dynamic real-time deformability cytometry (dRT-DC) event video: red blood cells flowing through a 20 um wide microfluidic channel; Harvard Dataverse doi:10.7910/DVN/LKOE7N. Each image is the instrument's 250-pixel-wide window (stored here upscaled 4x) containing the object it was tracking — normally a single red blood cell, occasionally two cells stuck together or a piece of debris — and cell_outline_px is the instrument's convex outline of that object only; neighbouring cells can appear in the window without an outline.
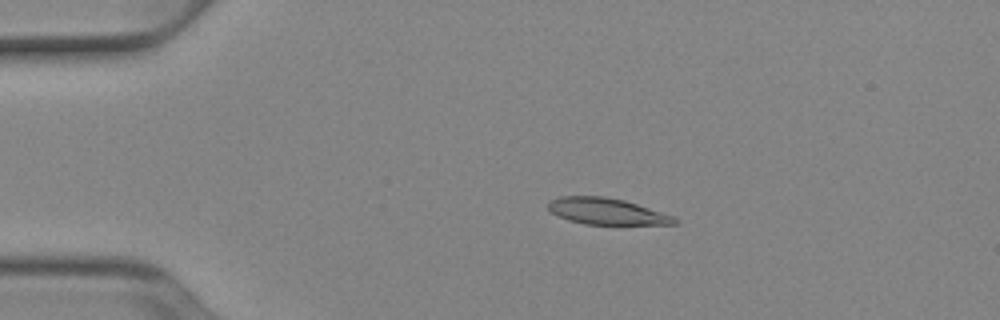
{"species": "Egyptian fruit bat (a non-hibernating species)", "species_latin": "Rousettus aegyptiacus", "temperature_condition": "cold", "stored_images_in_passage": 51, "camera_frame_rate_fps": 3000, "um_per_image_px": 0.085, "animal": {"sex": "female"}, "frame": {"image": 1, "passage_image": 10, "time_ms": 3.0, "image_size_px": [1000, 320], "cell_outline_px": [[680, 220], [676, 224], [584, 224], [568, 220], [552, 212], [548, 208], [548, 200], [560, 196], [604, 196], [624, 200], [676, 216]], "centroid_in_image_um": [51.59, 17.96], "position_along_channel_um": 33.4, "area_um2": 19.48}}
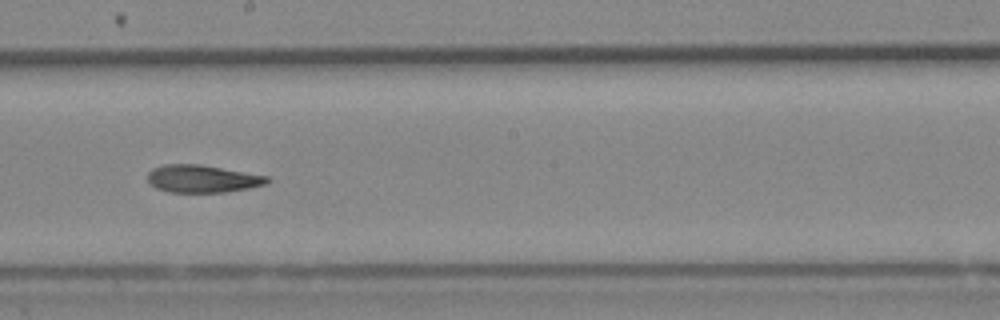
{"frame": {"image": 2, "passage_image": 29, "time_ms": 9.333, "image_size_px": [1000, 320], "cell_outline_px": [[272, 180], [264, 184], [248, 188], [224, 192], [168, 192], [156, 188], [148, 180], [148, 172], [152, 168], [164, 164], [200, 164], [268, 176]], "centroid_in_image_um": [17.19, 15.19], "position_along_channel_um": 231.0, "area_um2": 19.13}}
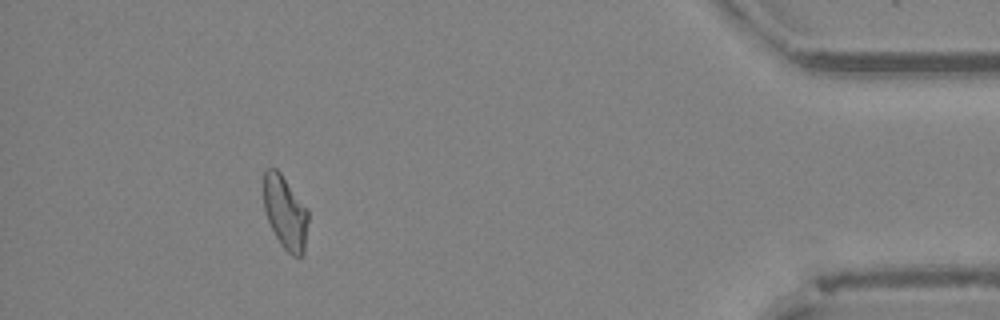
{"frame": {"image": 3, "passage_image": 47, "time_ms": 15.333, "image_size_px": [1000, 320], "cell_outline_px": [[308, 220], [304, 252], [300, 256], [292, 256], [280, 244], [268, 220], [264, 208], [264, 172], [268, 168], [276, 168], [280, 172], [308, 208]], "centroid_in_image_um": [24.26, 18.05], "position_along_channel_um": 410.9, "area_um2": 18.96}, "authors_computed_cell_mechanics": {"area_um2": 19.7676, "velocity_mm_per_s": 3.9047, "shape_relaxation_time_tau1_ms": 8.5767, "shape_relaxation_time_tau2_ms": 5.9287, "deformation_change_tau1": 0.2082, "deformation_change_tau2": 0.1526}}